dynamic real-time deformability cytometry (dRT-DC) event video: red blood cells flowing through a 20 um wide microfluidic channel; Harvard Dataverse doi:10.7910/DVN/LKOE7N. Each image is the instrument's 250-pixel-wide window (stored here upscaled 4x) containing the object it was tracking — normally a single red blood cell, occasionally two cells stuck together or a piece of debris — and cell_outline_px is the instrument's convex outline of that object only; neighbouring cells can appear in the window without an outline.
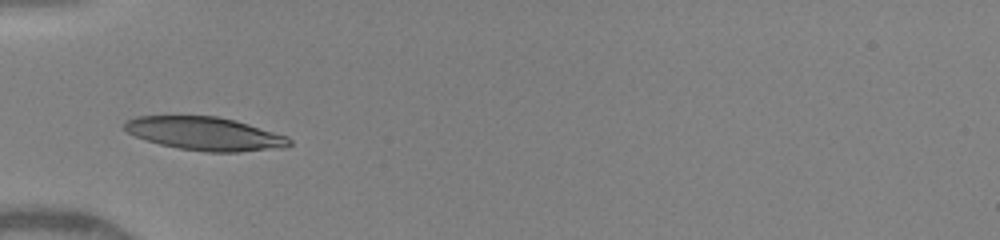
{"species": "human", "species_latin": "Homo sapiens", "temperature_condition": "warm", "stored_images_in_passage": 2, "camera_frame_rate_fps": 3000, "um_per_image_px": 0.085, "donor": {"sex": "female"}, "frame": {"image": 1, "passage_image": 1, "time_ms": 0.0, "image_size_px": [1000, 240], "cell_outline_px": [[292, 144], [288, 148], [240, 152], [208, 152], [180, 148], [160, 144], [136, 136], [128, 132], [124, 128], [124, 124], [128, 120], [136, 116], [216, 116], [236, 120], [288, 136], [292, 140]], "centroid_in_image_um": [17.51, 11.37], "position_along_channel_um": 67.5, "area_um2": 32.08}}